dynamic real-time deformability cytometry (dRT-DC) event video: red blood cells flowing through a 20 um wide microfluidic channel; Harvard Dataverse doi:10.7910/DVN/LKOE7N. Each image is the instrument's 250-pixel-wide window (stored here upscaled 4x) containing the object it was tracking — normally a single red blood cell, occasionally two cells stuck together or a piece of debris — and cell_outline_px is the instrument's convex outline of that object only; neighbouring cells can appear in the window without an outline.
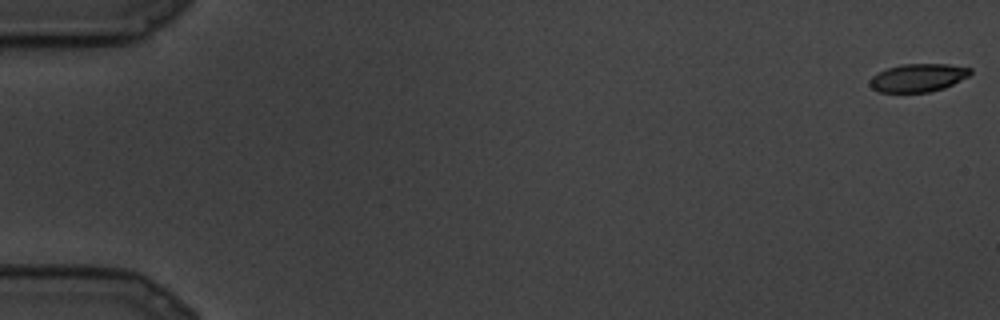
{"species": "common noctule bat (a hibernating species)", "species_latin": "Nyctalus noctula", "temperature_condition": "cold", "stored_images_in_passage": 8, "camera_frame_rate_fps": 3000, "um_per_image_px": 0.085, "animal": {"sex": "male", "body_mass_g": 19.5, "forearm_length_mm": 54.6}, "frame": {"image": 1, "passage_image": 1, "time_ms": 0.0, "image_size_px": [1000, 320], "cell_outline_px": [[972, 72], [968, 76], [944, 88], [928, 92], [876, 92], [868, 84], [868, 80], [872, 76], [888, 68], [900, 64], [948, 64], [972, 68]], "centroid_in_image_um": [78.01, 6.61], "position_along_channel_um": 7.0, "area_um2": 16.47}}